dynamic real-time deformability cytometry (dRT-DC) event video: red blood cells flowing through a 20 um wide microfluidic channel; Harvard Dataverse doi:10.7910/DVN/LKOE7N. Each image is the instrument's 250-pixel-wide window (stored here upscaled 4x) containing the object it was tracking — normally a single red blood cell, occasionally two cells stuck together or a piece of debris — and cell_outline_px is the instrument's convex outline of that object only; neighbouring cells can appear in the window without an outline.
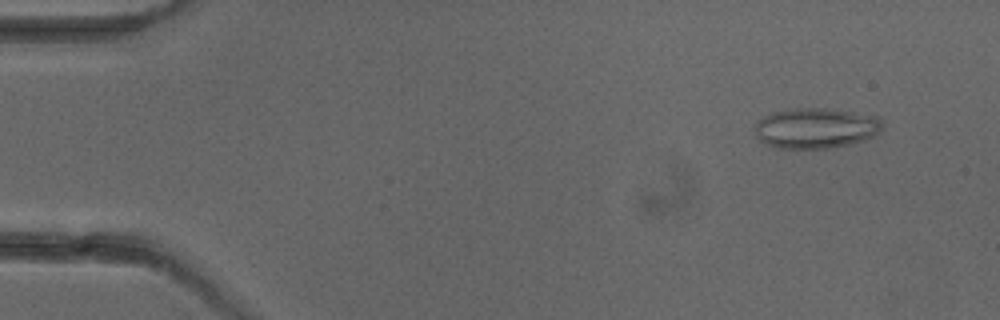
{"species": "common noctule bat (a hibernating species)", "species_latin": "Nyctalus noctula", "temperature_condition": "cold", "stored_images_in_passage": 5, "camera_frame_rate_fps": 3000, "um_per_image_px": 0.085, "animal": {"sex": "female"}, "frame": {"image": 1, "passage_image": 2, "time_ms": 1.333, "image_size_px": [1000, 320], "cell_outline_px": [[884, 120], [880, 128], [872, 136], [864, 140], [848, 144], [828, 148], [776, 148], [760, 140], [756, 136], [756, 120], [772, 112], [792, 108], [824, 108], [880, 116]], "centroid_in_image_um": [69.33, 10.87], "position_along_channel_um": 15.7, "area_um2": 29.94}}